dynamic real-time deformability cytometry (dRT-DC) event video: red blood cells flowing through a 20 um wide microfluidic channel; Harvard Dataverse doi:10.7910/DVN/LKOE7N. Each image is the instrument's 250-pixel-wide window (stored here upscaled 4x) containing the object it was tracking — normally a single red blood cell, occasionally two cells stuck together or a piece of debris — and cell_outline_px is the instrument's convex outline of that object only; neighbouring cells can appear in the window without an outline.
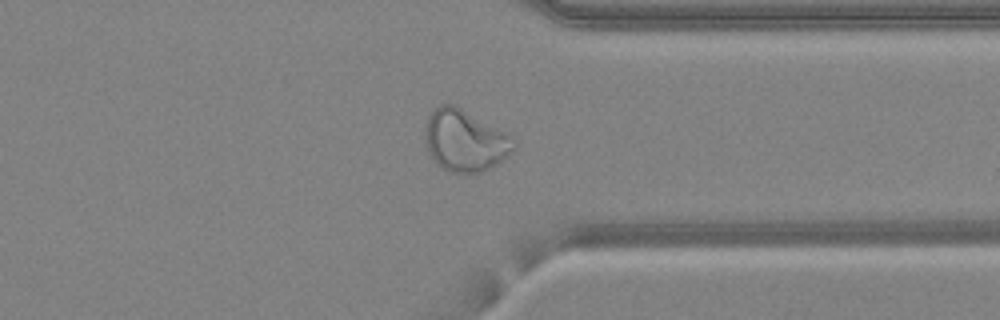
{"species": "common noctule bat (a hibernating species)", "species_latin": "Nyctalus noctula", "temperature_condition": "warm", "stored_images_in_passage": 39, "camera_frame_rate_fps": 3000, "um_per_image_px": 0.085, "animal": {"sex": "female", "body_mass_g": 24.6, "forearm_length_mm": 56.2}, "frame": {"image": 1, "passage_image": 28, "time_ms": 9.0, "image_size_px": [1000, 320], "cell_outline_px": [[516, 148], [512, 152], [496, 164], [480, 172], [448, 172], [436, 164], [428, 152], [424, 132], [424, 128], [428, 116], [440, 104], [456, 104], [512, 136], [516, 140]], "centroid_in_image_um": [39.51, 11.93], "position_along_channel_um": 371.9, "area_um2": 31.96}}